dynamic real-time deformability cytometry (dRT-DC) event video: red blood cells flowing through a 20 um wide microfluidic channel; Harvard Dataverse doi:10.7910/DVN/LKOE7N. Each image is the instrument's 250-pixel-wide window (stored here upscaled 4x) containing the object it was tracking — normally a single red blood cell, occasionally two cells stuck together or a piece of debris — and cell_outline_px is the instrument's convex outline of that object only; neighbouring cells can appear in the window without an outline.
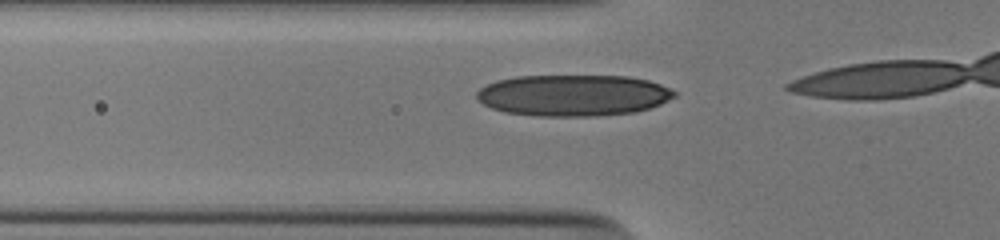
{"species": "human", "species_latin": "Homo sapiens", "temperature_condition": "cold", "stored_images_in_passage": 16, "camera_frame_rate_fps": 3000, "um_per_image_px": 0.085, "donor": {"sex": "male"}, "frame": {"image": 1, "passage_image": 11, "time_ms": 3.333, "image_size_px": [1000, 240], "cell_outline_px": [[676, 96], [660, 104], [636, 112], [596, 116], [536, 116], [504, 112], [492, 108], [484, 104], [476, 96], [476, 92], [480, 88], [496, 80], [516, 76], [628, 76], [648, 80], [660, 84], [676, 92]], "centroid_in_image_um": [48.72, 8.1], "position_along_channel_um": 77.1, "area_um2": 47.69}}
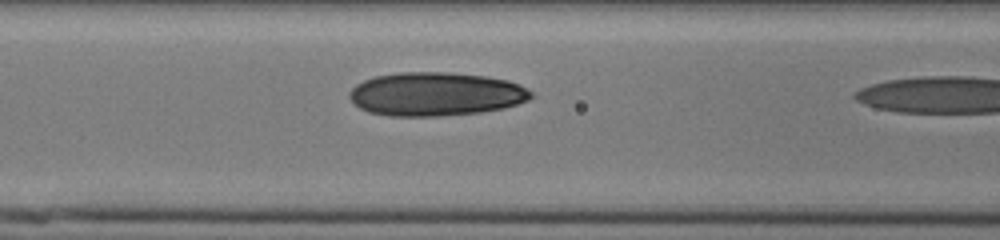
{"frame": {"image": 2, "passage_image": 15, "time_ms": 4.667, "image_size_px": [1000, 240], "cell_outline_px": [[532, 96], [528, 100], [504, 108], [480, 112], [436, 116], [388, 116], [368, 112], [360, 108], [348, 96], [348, 92], [356, 84], [364, 80], [376, 76], [400, 72], [452, 72], [488, 76], [508, 80], [520, 84], [532, 92]], "centroid_in_image_um": [37.04, 7.99], "position_along_channel_um": 129.6, "area_um2": 46.36}}